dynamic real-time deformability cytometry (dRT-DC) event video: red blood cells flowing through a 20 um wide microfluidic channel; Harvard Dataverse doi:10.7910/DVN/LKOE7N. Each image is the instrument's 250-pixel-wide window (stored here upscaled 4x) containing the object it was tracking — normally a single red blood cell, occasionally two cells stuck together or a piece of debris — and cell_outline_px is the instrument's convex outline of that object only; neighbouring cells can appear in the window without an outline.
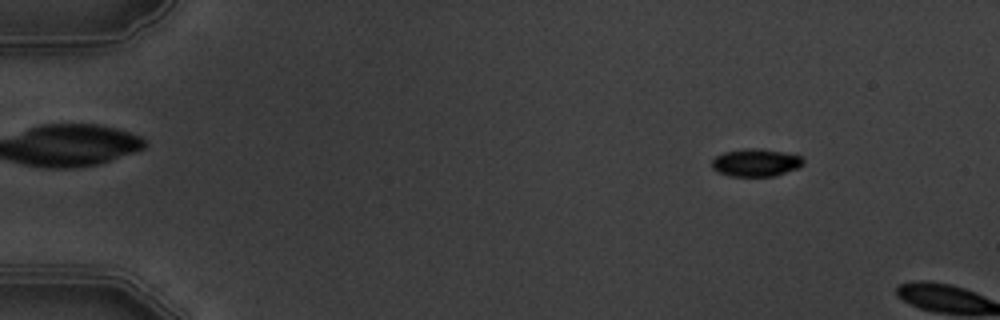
{"species": "common noctule bat (a hibernating species)", "species_latin": "Nyctalus noctula", "temperature_condition": "warm", "stored_images_in_passage": 2, "camera_frame_rate_fps": 3000, "um_per_image_px": 0.085, "animal": {"sex": "male", "body_mass_g": 19.5, "forearm_length_mm": 54.6}, "frame": {"image": 1, "passage_image": 1, "time_ms": 0.0, "image_size_px": [1000, 320], "cell_outline_px": [[804, 164], [796, 168], [776, 176], [728, 176], [712, 168], [712, 160], [716, 156], [724, 152], [744, 148], [756, 148], [784, 152], [800, 156], [804, 160]], "centroid_in_image_um": [64.24, 13.82], "position_along_channel_um": 20.8, "area_um2": 14.68}}